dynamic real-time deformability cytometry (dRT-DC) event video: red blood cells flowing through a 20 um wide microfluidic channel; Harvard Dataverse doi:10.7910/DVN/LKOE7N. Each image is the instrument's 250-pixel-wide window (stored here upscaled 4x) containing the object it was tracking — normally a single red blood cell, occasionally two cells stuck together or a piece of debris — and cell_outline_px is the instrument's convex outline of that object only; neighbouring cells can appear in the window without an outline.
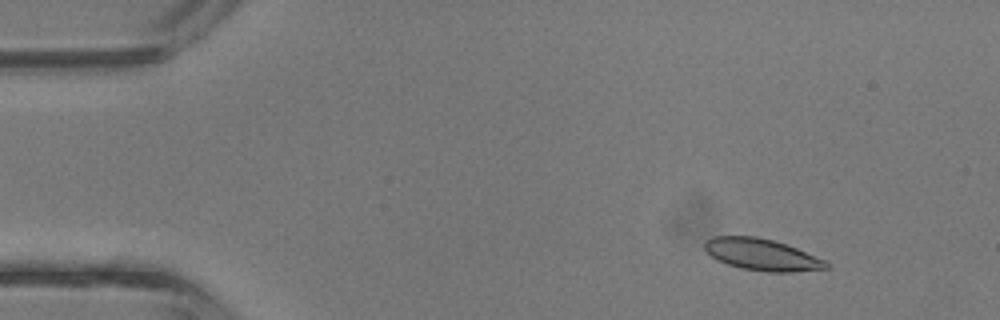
{"species": "common noctule bat (a hibernating species)", "species_latin": "Nyctalus noctula", "temperature_condition": "room temperature", "stored_images_in_passage": 3, "camera_frame_rate_fps": 3000, "um_per_image_px": 0.085, "animal": {"sex": "male", "body_mass_g": 13.3}, "frame": {"image": 1, "passage_image": 1, "time_ms": 0.0, "image_size_px": [1000, 320], "cell_outline_px": [[828, 268], [792, 272], [768, 272], [740, 268], [716, 260], [704, 248], [704, 244], [712, 236], [756, 236], [772, 240], [796, 248], [824, 260], [828, 264]], "centroid_in_image_um": [64.72, 21.64], "position_along_channel_um": 20.3, "area_um2": 22.14}}
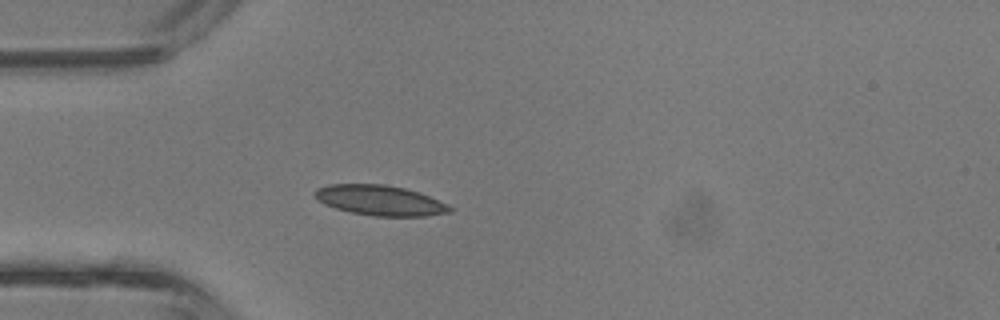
{"frame": {"image": 2, "passage_image": 3, "time_ms": 0.667, "image_size_px": [1000, 320], "cell_outline_px": [[452, 212], [424, 216], [376, 216], [352, 212], [336, 208], [324, 204], [312, 196], [312, 192], [316, 188], [328, 184], [384, 184], [404, 188], [420, 192], [452, 208]], "centroid_in_image_um": [32.23, 17.02], "position_along_channel_um": 52.8, "area_um2": 23.64}}